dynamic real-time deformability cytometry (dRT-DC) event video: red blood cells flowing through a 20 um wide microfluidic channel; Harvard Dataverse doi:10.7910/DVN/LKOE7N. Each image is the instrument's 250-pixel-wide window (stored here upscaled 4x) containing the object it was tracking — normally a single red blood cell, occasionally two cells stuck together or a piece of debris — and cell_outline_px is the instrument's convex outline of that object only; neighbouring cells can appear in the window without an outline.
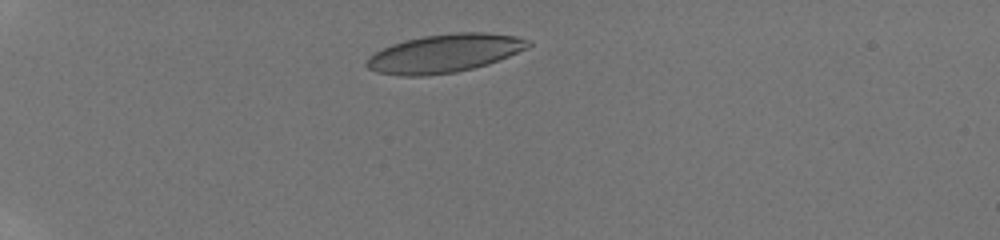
{"species": "human", "species_latin": "Homo sapiens", "temperature_condition": "room temperature", "stored_images_in_passage": 26, "camera_frame_rate_fps": 3000, "um_per_image_px": 0.085, "donor": {"sex": "male"}, "frame": {"image": 1, "passage_image": 4, "time_ms": 2.0, "image_size_px": [1000, 240], "cell_outline_px": [[532, 44], [528, 48], [488, 64], [456, 72], [424, 76], [404, 76], [376, 72], [368, 68], [364, 64], [364, 60], [368, 56], [392, 44], [404, 40], [424, 36], [452, 32], [488, 32], [516, 36], [532, 40]], "centroid_in_image_um": [37.79, 4.53], "position_along_channel_um": 47.2, "area_um2": 36.3}}
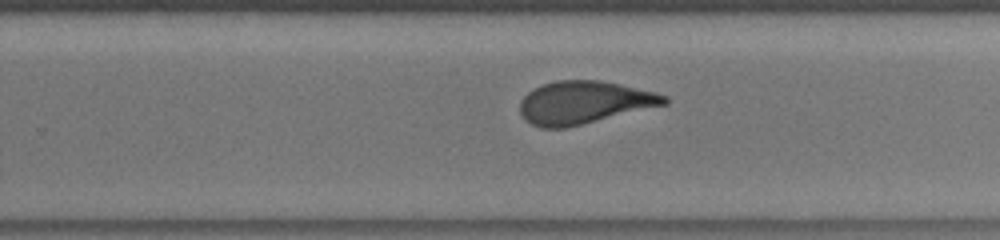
{"frame": {"image": 2, "passage_image": 16, "time_ms": 9.0, "image_size_px": [1000, 240], "cell_outline_px": [[668, 104], [564, 128], [540, 128], [524, 120], [520, 112], [520, 100], [532, 88], [556, 80], [600, 80], [620, 84], [656, 92], [668, 96]], "centroid_in_image_um": [49.63, 8.7], "position_along_channel_um": 280.2, "area_um2": 36.01}}
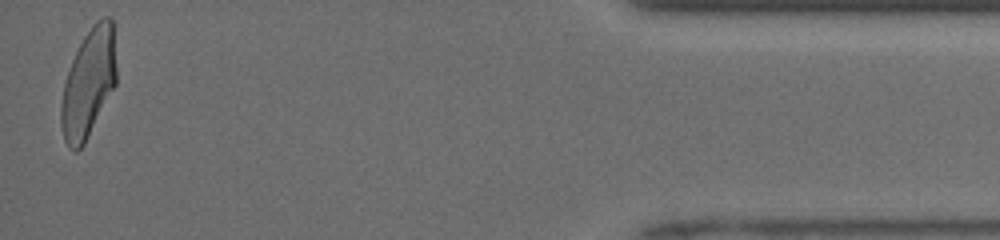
{"frame": {"image": 3, "passage_image": 26, "time_ms": 14.0, "image_size_px": [1000, 240], "cell_outline_px": [[116, 84], [84, 144], [76, 152], [68, 148], [64, 140], [60, 124], [60, 104], [64, 84], [72, 60], [84, 36], [92, 24], [96, 20], [104, 16], [108, 16], [112, 20], [116, 64]], "centroid_in_image_um": [7.51, 7.09], "position_along_channel_um": 427.7, "area_um2": 34.91}, "authors_computed_cell_mechanics": {"area_um2": 36.2695, "velocity_mm_per_s": 4.1235, "shape_relaxation_time_tau1_ms": 5.3819, "shape_relaxation_time_tau2_ms": 0.6288, "deformation_change_tau1": 0.1807, "deformation_change_tau2": 0.0621}}